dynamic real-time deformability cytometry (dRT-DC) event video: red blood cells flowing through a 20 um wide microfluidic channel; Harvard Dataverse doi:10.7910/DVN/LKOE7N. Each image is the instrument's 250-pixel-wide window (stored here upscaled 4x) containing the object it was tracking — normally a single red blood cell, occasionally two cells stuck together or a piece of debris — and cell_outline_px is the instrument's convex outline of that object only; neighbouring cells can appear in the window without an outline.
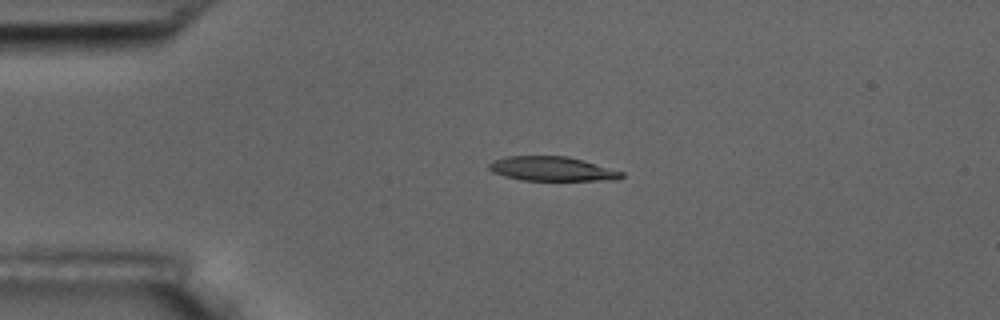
{"species": "common noctule bat (a hibernating species)", "species_latin": "Nyctalus noctula", "temperature_condition": "room temperature", "stored_images_in_passage": 5, "camera_frame_rate_fps": 3000, "um_per_image_px": 0.085, "animal": {"sex": "male", "body_mass_g": 17.5, "forearm_length_mm": 52.3}, "frame": {"image": 1, "passage_image": 3, "time_ms": 2.333, "image_size_px": [1000, 320], "cell_outline_px": [[624, 176], [616, 180], [520, 180], [504, 176], [492, 172], [488, 168], [488, 164], [492, 160], [508, 156], [568, 156], [584, 160], [624, 172]], "centroid_in_image_um": [46.91, 14.35], "position_along_channel_um": 38.1, "area_um2": 18.9}}
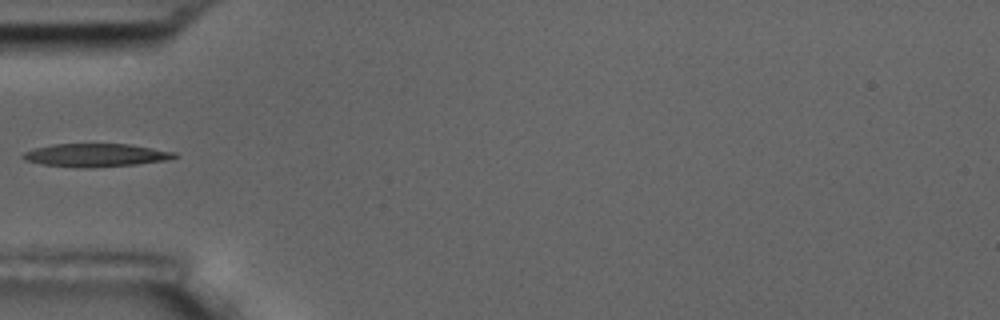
{"frame": {"image": 2, "passage_image": 5, "time_ms": 4.333, "image_size_px": [1000, 320], "cell_outline_px": [[176, 156], [164, 160], [136, 164], [92, 168], [44, 164], [24, 160], [20, 156], [24, 152], [36, 148], [52, 144], [128, 144], [176, 152]], "centroid_in_image_um": [8.11, 13.18], "position_along_channel_um": 76.9, "area_um2": 20.06}}